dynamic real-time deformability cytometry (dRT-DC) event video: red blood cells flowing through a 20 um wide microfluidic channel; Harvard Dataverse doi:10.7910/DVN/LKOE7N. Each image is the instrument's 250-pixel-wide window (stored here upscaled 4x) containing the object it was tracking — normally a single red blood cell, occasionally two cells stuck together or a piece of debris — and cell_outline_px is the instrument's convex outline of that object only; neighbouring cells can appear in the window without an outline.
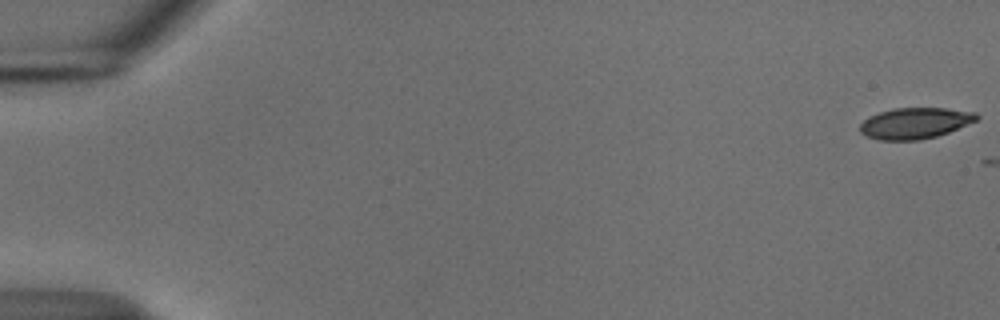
{"species": "common noctule bat (a hibernating species)", "species_latin": "Nyctalus noctula", "temperature_condition": "cold", "stored_images_in_passage": 5, "camera_frame_rate_fps": 3000, "um_per_image_px": 0.085, "animal": {"sex": "male", "body_mass_g": 18.8}, "frame": {"image": 1, "passage_image": 1, "time_ms": 0.0, "image_size_px": [1000, 320], "cell_outline_px": [[980, 116], [976, 120], [948, 132], [936, 136], [920, 140], [880, 140], [868, 136], [860, 132], [860, 124], [868, 116], [880, 112], [896, 108], [944, 108], [976, 112]], "centroid_in_image_um": [77.76, 10.46], "position_along_channel_um": 7.2, "area_um2": 20.92}}